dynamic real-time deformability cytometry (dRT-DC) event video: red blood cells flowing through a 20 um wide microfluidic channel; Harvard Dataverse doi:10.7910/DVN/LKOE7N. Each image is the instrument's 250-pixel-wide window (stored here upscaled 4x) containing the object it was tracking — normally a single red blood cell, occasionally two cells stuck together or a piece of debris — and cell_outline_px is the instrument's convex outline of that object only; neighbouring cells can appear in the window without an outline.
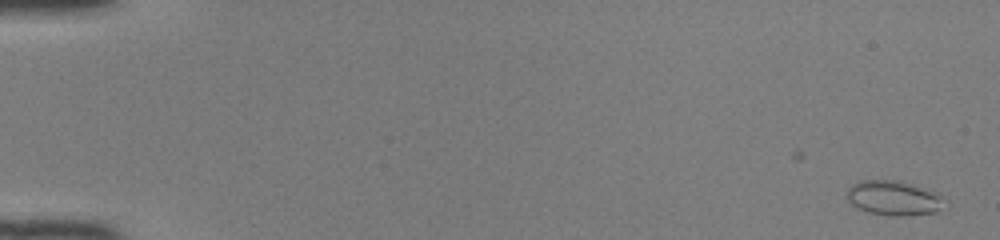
{"species": "common noctule bat (a hibernating species)", "species_latin": "Nyctalus noctula", "temperature_condition": "room temperature", "stored_images_in_passage": 49, "camera_frame_rate_fps": 3000, "um_per_image_px": 0.085, "animal": {"sex": "female", "body_mass_g": 22.0, "forearm_length_mm": 56.7}, "frame": {"image": 1, "passage_image": 2, "time_ms": 0.333, "image_size_px": [1000, 240], "cell_outline_px": [[940, 196], [936, 212], [904, 216], [888, 216], [868, 212], [856, 208], [848, 200], [844, 192], [852, 184], [860, 180], [900, 180], [940, 192]], "centroid_in_image_um": [75.86, 16.81], "position_along_channel_um": 9.1, "area_um2": 19.77}}
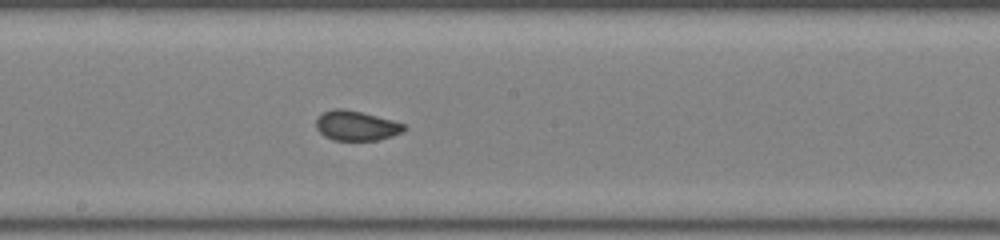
{"frame": {"image": 2, "passage_image": 29, "time_ms": 9.333, "image_size_px": [1000, 240], "cell_outline_px": [[408, 128], [392, 136], [376, 140], [332, 140], [324, 136], [316, 128], [316, 120], [324, 112], [336, 108], [344, 108], [392, 120], [404, 124]], "centroid_in_image_um": [30.27, 10.69], "position_along_channel_um": 217.9, "area_um2": 15.09}}
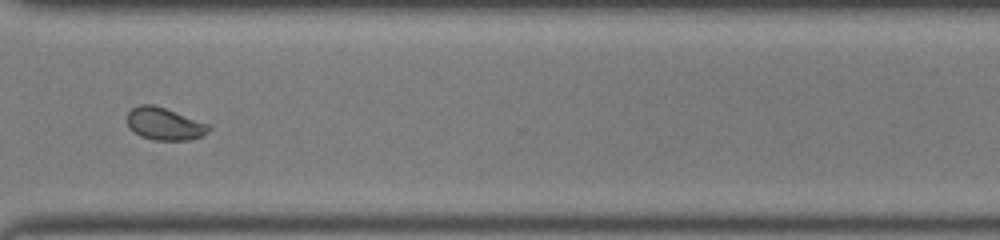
{"frame": {"image": 3, "passage_image": 39, "time_ms": 12.667, "image_size_px": [1000, 240], "cell_outline_px": [[212, 128], [208, 132], [200, 136], [188, 140], [152, 140], [140, 136], [128, 128], [128, 112], [132, 108], [140, 104], [152, 104], [212, 124]], "centroid_in_image_um": [14.0, 10.53], "position_along_channel_um": 356.6, "area_um2": 15.55}}